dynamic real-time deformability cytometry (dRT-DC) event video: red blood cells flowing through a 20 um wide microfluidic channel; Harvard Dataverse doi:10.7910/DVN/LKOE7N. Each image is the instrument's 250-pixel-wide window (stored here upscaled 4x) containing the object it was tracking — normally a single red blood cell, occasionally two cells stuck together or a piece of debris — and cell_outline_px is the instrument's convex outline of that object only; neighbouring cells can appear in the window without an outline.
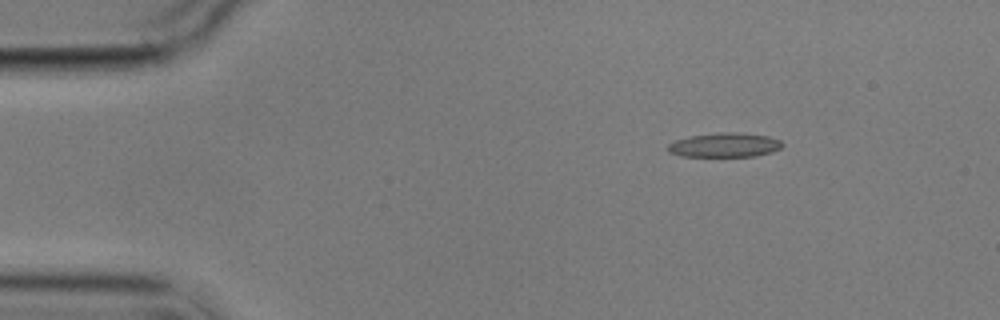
{"species": "common noctule bat (a hibernating species)", "species_latin": "Nyctalus noctula", "temperature_condition": "cold", "stored_images_in_passage": 12, "camera_frame_rate_fps": 3000, "um_per_image_px": 0.085, "animal": {"sex": "male", "body_mass_g": 17.9}, "frame": {"image": 1, "passage_image": 1, "time_ms": 0.0, "image_size_px": [1000, 320], "cell_outline_px": [[784, 144], [780, 148], [772, 152], [756, 156], [680, 156], [668, 152], [668, 144], [676, 140], [692, 136], [716, 132], [736, 132], [768, 136], [780, 140]], "centroid_in_image_um": [61.61, 12.32], "position_along_channel_um": 23.4, "area_um2": 16.18}}
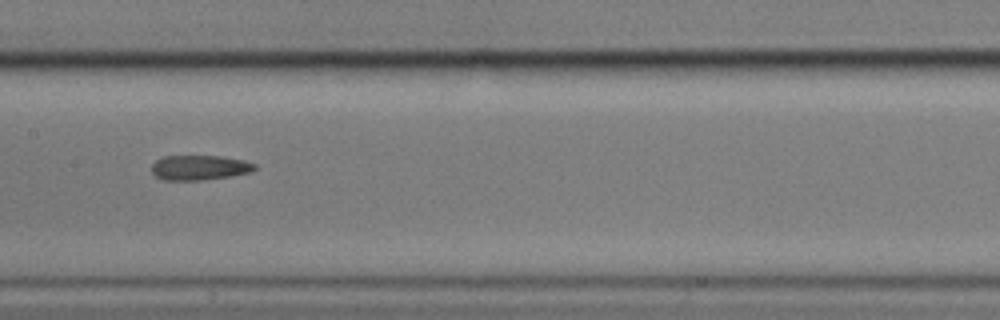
{"frame": {"image": 2, "passage_image": 6, "time_ms": 6.667, "image_size_px": [1000, 320], "cell_outline_px": [[256, 168], [252, 172], [232, 176], [200, 180], [164, 180], [156, 176], [152, 172], [152, 164], [156, 160], [164, 156], [220, 156], [244, 160], [256, 164]], "centroid_in_image_um": [16.98, 14.24], "position_along_channel_um": 190.4, "area_um2": 14.97}}
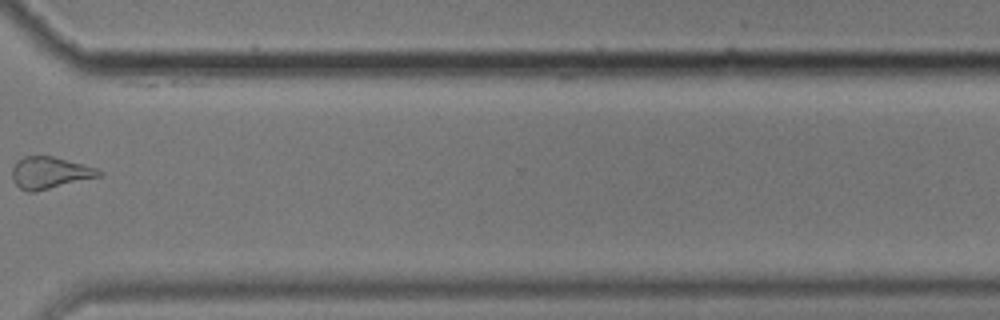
{"frame": {"image": 3, "passage_image": 10, "time_ms": 11.667, "image_size_px": [1000, 320], "cell_outline_px": [[104, 172], [100, 176], [36, 192], [28, 192], [20, 188], [12, 180], [12, 168], [16, 160], [24, 156], [52, 156], [84, 164], [96, 168]], "centroid_in_image_um": [4.21, 14.68], "position_along_channel_um": 366.4, "area_um2": 16.18}, "authors_computed_cell_mechanics": {"area_um2": 15.7216, "velocity_mm_per_s": 3.5217, "shape_relaxation_time_tau1_ms": 2.9594, "shape_relaxation_time_tau2_ms": null, "deformation_change_tau1": 0.1265, "deformation_change_tau2": null}}